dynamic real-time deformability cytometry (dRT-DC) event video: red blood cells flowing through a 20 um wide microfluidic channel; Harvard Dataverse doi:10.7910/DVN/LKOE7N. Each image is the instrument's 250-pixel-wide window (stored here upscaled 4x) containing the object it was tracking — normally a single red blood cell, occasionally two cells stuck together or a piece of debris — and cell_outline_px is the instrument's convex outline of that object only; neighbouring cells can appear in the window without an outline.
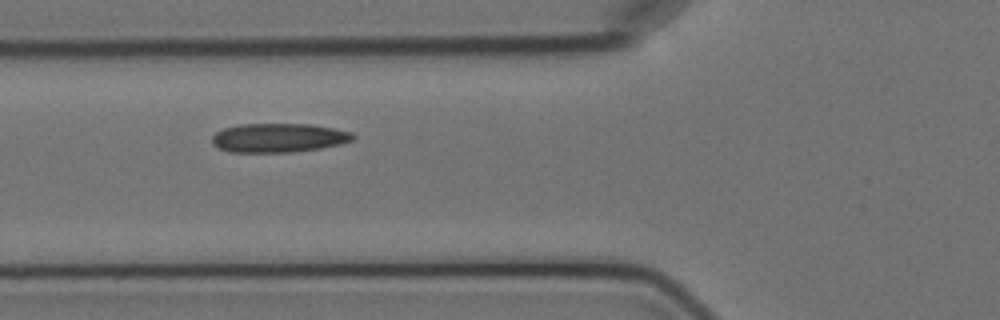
{"species": "Egyptian fruit bat (a non-hibernating species)", "species_latin": "Rousettus aegyptiacus", "temperature_condition": "cold", "stored_images_in_passage": 4, "camera_frame_rate_fps": 3000, "um_per_image_px": 0.085, "animal": {"sex": "female"}, "frame": {"image": 1, "passage_image": 3, "time_ms": 2.333, "image_size_px": [1000, 320], "cell_outline_px": [[356, 136], [352, 140], [340, 144], [320, 148], [292, 152], [228, 152], [212, 144], [212, 136], [216, 132], [224, 128], [240, 124], [312, 124], [352, 132]], "centroid_in_image_um": [23.67, 11.71], "position_along_channel_um": 102.1, "area_um2": 23.81}}
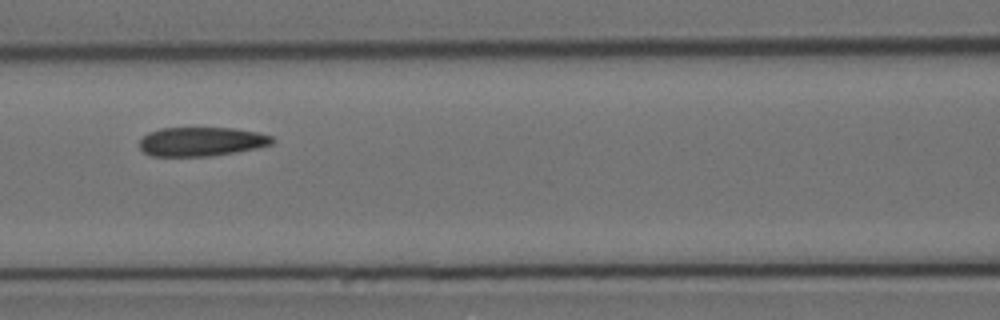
{"frame": {"image": 2, "passage_image": 4, "time_ms": 3.667, "image_size_px": [1000, 320], "cell_outline_px": [[276, 140], [272, 144], [256, 148], [236, 152], [212, 156], [152, 156], [144, 152], [140, 148], [140, 140], [148, 132], [160, 128], [232, 128], [256, 132], [272, 136]], "centroid_in_image_um": [17.12, 12.04], "position_along_channel_um": 149.5, "area_um2": 22.48}}